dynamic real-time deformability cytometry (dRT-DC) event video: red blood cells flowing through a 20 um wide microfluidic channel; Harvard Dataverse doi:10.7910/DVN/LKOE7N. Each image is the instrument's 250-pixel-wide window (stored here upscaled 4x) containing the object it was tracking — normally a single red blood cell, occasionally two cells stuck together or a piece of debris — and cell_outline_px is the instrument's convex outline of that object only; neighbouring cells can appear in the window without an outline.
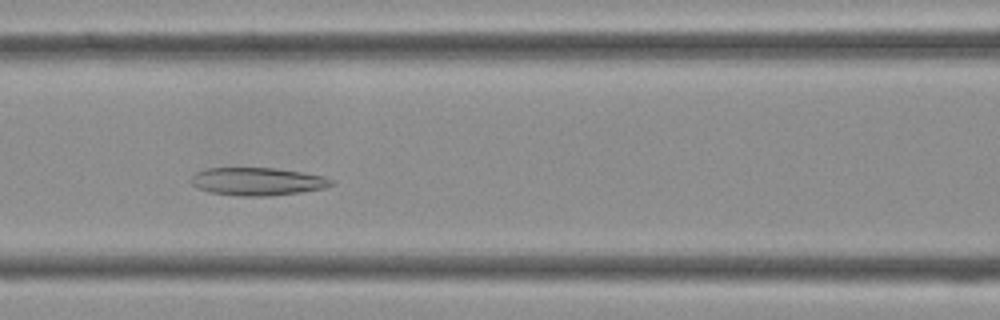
{"species": "Egyptian fruit bat (a non-hibernating species)", "species_latin": "Rousettus aegyptiacus", "temperature_condition": "cold", "stored_images_in_passage": 40, "camera_frame_rate_fps": 3000, "um_per_image_px": 0.085, "frame": {"image": 1, "passage_image": 16, "time_ms": 5.0, "image_size_px": [1000, 320], "cell_outline_px": [[336, 184], [328, 188], [300, 192], [268, 196], [236, 196], [208, 192], [196, 188], [188, 180], [196, 172], [208, 168], [272, 168], [300, 172], [324, 176], [336, 180]], "centroid_in_image_um": [21.9, 15.43], "position_along_channel_um": 144.7, "area_um2": 23.12}}
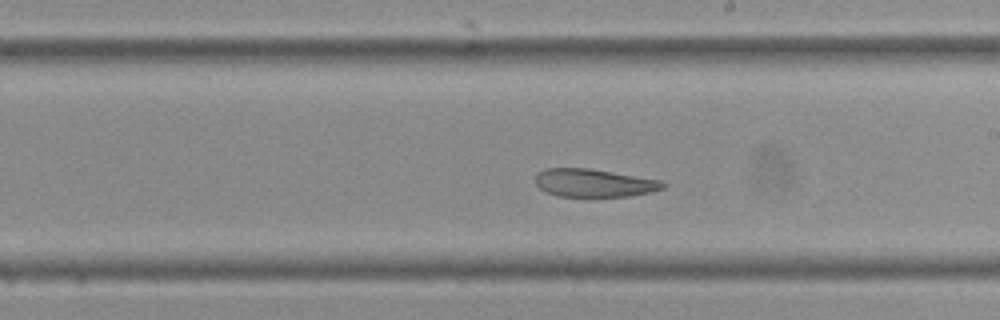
{"frame": {"image": 2, "passage_image": 22, "time_ms": 7.0, "image_size_px": [1000, 320], "cell_outline_px": [[668, 184], [664, 188], [648, 192], [628, 196], [556, 196], [544, 192], [536, 184], [536, 172], [544, 168], [588, 168], [664, 180]], "centroid_in_image_um": [50.49, 15.54], "position_along_channel_um": 238.5, "area_um2": 20.98}}
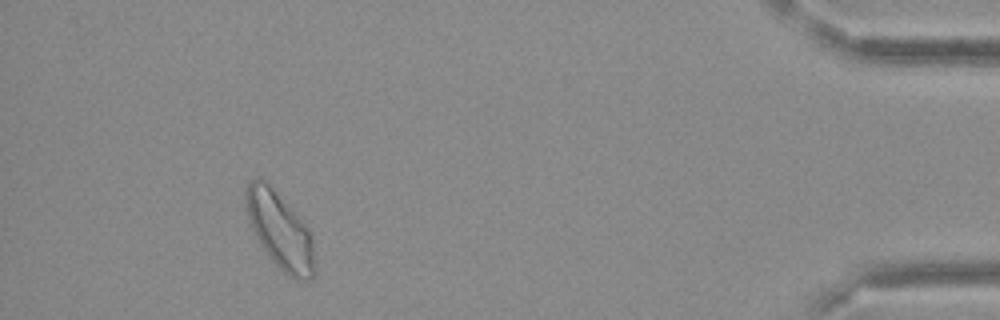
{"frame": {"image": 3, "passage_image": 37, "time_ms": 12.0, "image_size_px": [1000, 320], "cell_outline_px": [[316, 272], [308, 280], [304, 280], [288, 276], [272, 260], [260, 244], [252, 228], [248, 216], [244, 200], [244, 188], [252, 180], [260, 176], [268, 184], [308, 228], [312, 240], [316, 264]], "centroid_in_image_um": [23.78, 19.61], "position_along_channel_um": 411.4, "area_um2": 30.17}}